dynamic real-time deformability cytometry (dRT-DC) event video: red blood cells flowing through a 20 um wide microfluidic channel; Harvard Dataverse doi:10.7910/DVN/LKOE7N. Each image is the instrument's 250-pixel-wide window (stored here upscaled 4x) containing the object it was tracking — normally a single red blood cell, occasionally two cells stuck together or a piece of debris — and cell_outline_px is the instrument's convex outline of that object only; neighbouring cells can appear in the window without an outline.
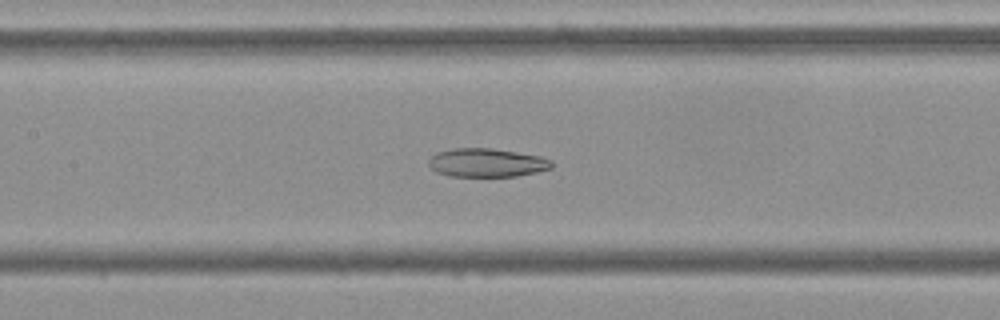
{"species": "Egyptian fruit bat (a non-hibernating species)", "species_latin": "Rousettus aegyptiacus", "temperature_condition": "cold", "stored_images_in_passage": 54, "camera_frame_rate_fps": 3000, "um_per_image_px": 0.085, "frame": {"image": 1, "passage_image": 25, "time_ms": 8.0, "image_size_px": [1000, 320], "cell_outline_px": [[552, 168], [536, 172], [516, 176], [448, 176], [436, 172], [428, 164], [428, 160], [436, 152], [452, 148], [492, 148], [540, 156], [552, 160]], "centroid_in_image_um": [41.35, 13.82], "position_along_channel_um": 166.0, "area_um2": 20.52}}
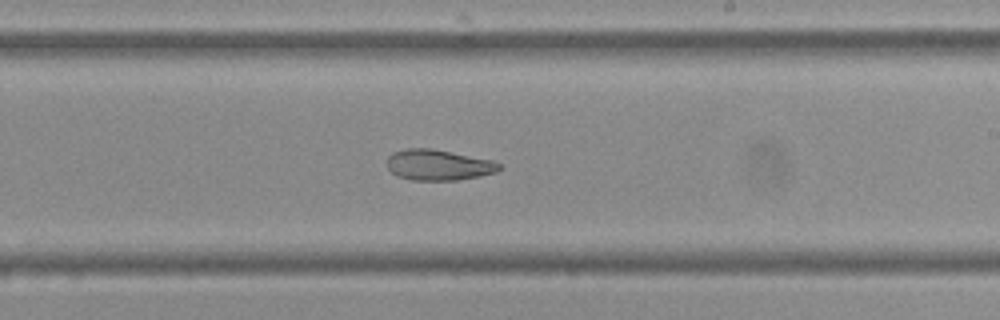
{"frame": {"image": 2, "passage_image": 32, "time_ms": 10.333, "image_size_px": [1000, 320], "cell_outline_px": [[500, 168], [496, 172], [480, 176], [456, 180], [412, 180], [396, 176], [388, 168], [388, 156], [392, 152], [404, 148], [432, 148], [492, 160], [500, 164]], "centroid_in_image_um": [37.23, 14.01], "position_along_channel_um": 251.8, "area_um2": 20.11}}
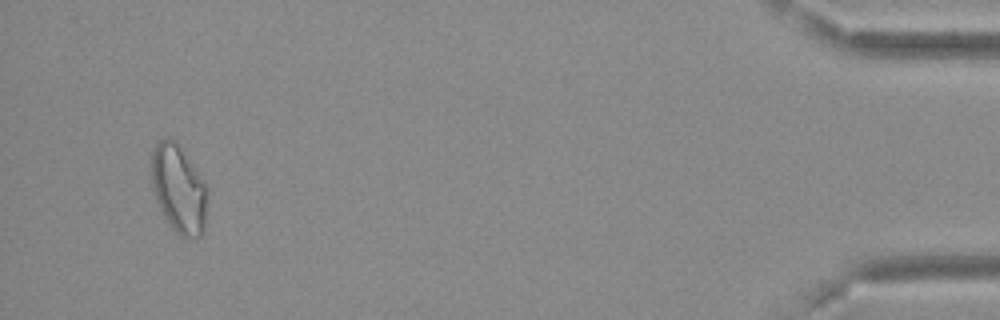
{"frame": {"image": 3, "passage_image": 52, "time_ms": 17.0, "image_size_px": [1000, 320], "cell_outline_px": [[204, 232], [200, 236], [192, 240], [180, 236], [172, 228], [164, 216], [156, 200], [152, 188], [148, 168], [152, 148], [160, 140], [176, 140], [200, 176], [204, 184]], "centroid_in_image_um": [15.1, 16.05], "position_along_channel_um": 420.1, "area_um2": 28.5}, "authors_computed_cell_mechanics": {"area_um2": 25.6343, "velocity_mm_per_s": 3.6821, "shape_relaxation_time_tau1_ms": null, "shape_relaxation_time_tau2_ms": 5.5484, "deformation_change_tau1": null, "deformation_change_tau2": 0.1385}}